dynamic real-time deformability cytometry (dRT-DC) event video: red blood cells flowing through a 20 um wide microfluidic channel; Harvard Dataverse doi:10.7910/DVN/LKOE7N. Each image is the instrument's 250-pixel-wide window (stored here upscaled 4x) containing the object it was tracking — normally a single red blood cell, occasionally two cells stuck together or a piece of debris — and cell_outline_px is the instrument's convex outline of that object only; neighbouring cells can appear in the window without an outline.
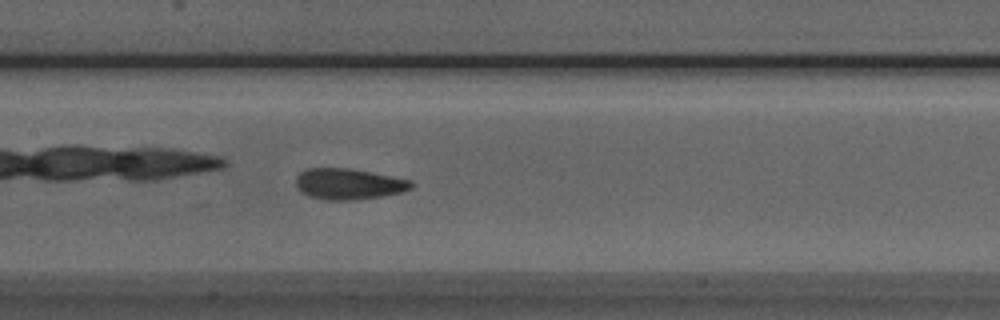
{"species": "Egyptian fruit bat (a non-hibernating species)", "species_latin": "Rousettus aegyptiacus", "temperature_condition": "room temperature", "stored_images_in_passage": 51, "camera_frame_rate_fps": 3000, "um_per_image_px": 0.085, "animal": {"sex": "male"}, "frame": {"image": 1, "passage_image": 24, "time_ms": 7.667, "image_size_px": [1000, 320], "cell_outline_px": [[416, 184], [412, 188], [400, 192], [380, 196], [356, 200], [328, 200], [308, 196], [300, 192], [296, 184], [296, 176], [300, 172], [308, 168], [348, 168], [392, 176], [412, 180]], "centroid_in_image_um": [29.63, 15.64], "position_along_channel_um": 177.8, "area_um2": 20.87}}
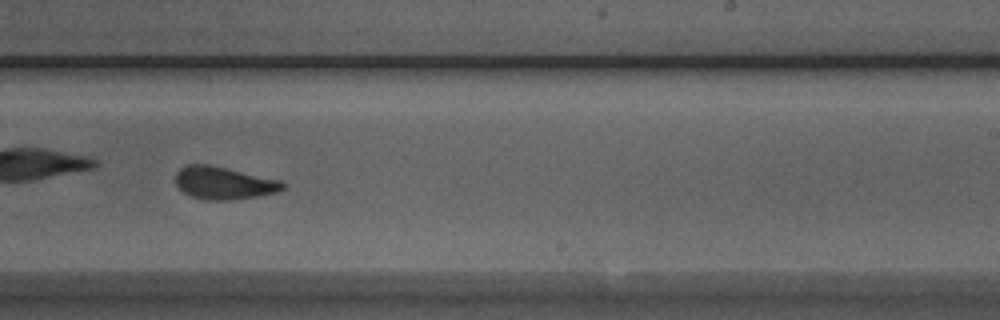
{"frame": {"image": 2, "passage_image": 31, "time_ms": 10.0, "image_size_px": [1000, 320], "cell_outline_px": [[288, 184], [284, 188], [276, 192], [256, 196], [232, 200], [204, 200], [192, 196], [184, 192], [176, 184], [176, 172], [180, 168], [188, 164], [208, 164], [228, 168], [284, 180]], "centroid_in_image_um": [19.07, 15.54], "position_along_channel_um": 269.9, "area_um2": 20.58}}
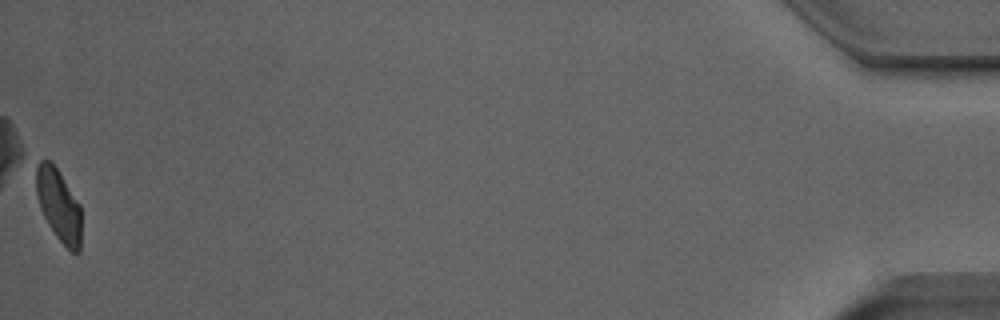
{"frame": {"image": 3, "passage_image": 51, "time_ms": 16.667, "image_size_px": [1000, 320], "cell_outline_px": [[80, 252], [72, 252], [56, 236], [48, 224], [40, 208], [36, 192], [36, 164], [40, 160], [48, 160], [56, 168], [80, 204]], "centroid_in_image_um": [4.97, 17.43], "position_along_channel_um": 430.2, "area_um2": 18.67}, "authors_computed_cell_mechanics": {"area_um2": 20.7502, "velocity_mm_per_s": 3.9688, "shape_relaxation_time_tau1_ms": 4.454, "shape_relaxation_time_tau2_ms": 1.3773, "deformation_change_tau1": 0.1252, "deformation_change_tau2": 0.0781}}